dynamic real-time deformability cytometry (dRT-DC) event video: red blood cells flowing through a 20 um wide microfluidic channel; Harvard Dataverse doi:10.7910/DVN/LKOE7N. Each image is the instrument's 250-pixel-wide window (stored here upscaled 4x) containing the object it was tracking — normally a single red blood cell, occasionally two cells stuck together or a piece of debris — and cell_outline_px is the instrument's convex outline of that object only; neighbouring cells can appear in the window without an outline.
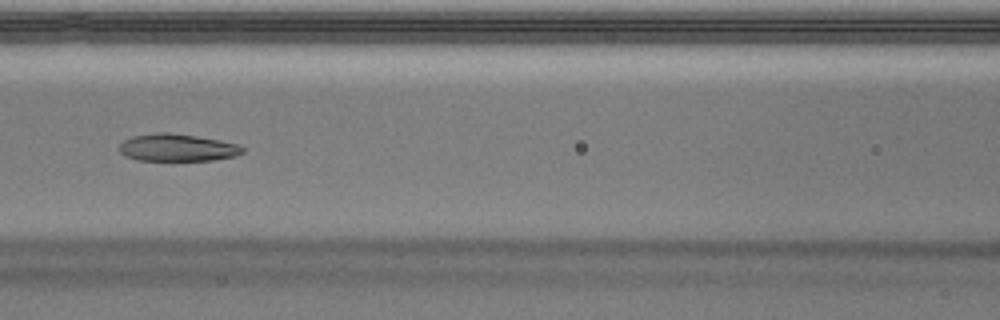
{"species": "Egyptian fruit bat (a non-hibernating species)", "species_latin": "Rousettus aegyptiacus", "temperature_condition": "warm", "stored_images_in_passage": 11, "camera_frame_rate_fps": 3000, "um_per_image_px": 0.085, "animal": {"sex": "male"}, "frame": {"image": 1, "passage_image": 8, "time_ms": 2.333, "image_size_px": [1000, 320], "cell_outline_px": [[244, 152], [232, 156], [212, 160], [136, 160], [124, 156], [120, 152], [120, 144], [124, 140], [132, 136], [160, 132], [168, 132], [196, 136], [240, 144], [244, 148]], "centroid_in_image_um": [15.05, 12.54], "position_along_channel_um": 151.6, "area_um2": 19.54}}